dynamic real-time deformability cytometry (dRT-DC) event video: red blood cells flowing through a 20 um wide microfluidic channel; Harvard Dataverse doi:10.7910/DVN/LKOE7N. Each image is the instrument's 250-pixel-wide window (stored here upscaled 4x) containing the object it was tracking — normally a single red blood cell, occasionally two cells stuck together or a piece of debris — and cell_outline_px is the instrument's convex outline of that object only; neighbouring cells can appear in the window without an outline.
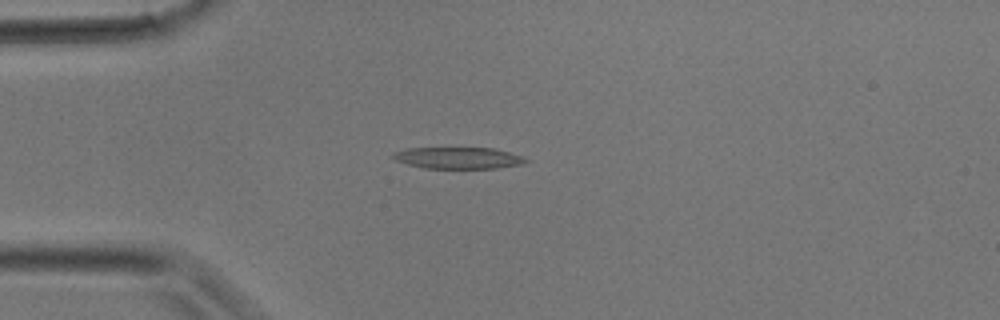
{"species": "common noctule bat (a hibernating species)", "species_latin": "Nyctalus noctula", "temperature_condition": "room temperature", "stored_images_in_passage": 2, "camera_frame_rate_fps": 3000, "um_per_image_px": 0.085, "animal": {"sex": "male", "body_mass_g": 17.9}, "frame": {"image": 1, "passage_image": 2, "time_ms": 0.333, "image_size_px": [1000, 320], "cell_outline_px": [[528, 160], [520, 164], [496, 168], [424, 168], [408, 164], [396, 160], [388, 156], [392, 152], [408, 148], [492, 148], [508, 152], [520, 156]], "centroid_in_image_um": [38.85, 13.42], "position_along_channel_um": 46.2, "area_um2": 16.47}}